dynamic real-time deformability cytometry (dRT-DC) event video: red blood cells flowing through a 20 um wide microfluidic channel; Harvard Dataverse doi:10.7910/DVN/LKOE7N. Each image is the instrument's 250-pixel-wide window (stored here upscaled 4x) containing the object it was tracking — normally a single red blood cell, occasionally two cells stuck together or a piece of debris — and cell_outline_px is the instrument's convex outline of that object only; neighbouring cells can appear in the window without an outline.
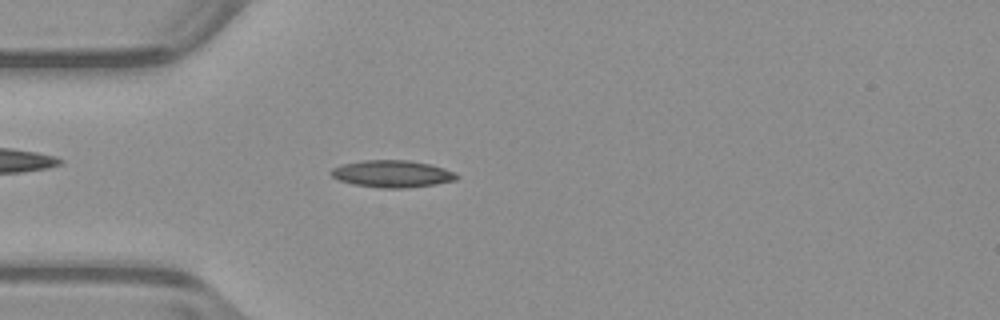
{"species": "common noctule bat (a hibernating species)", "species_latin": "Nyctalus noctula", "temperature_condition": "warm", "stored_images_in_passage": 51, "camera_frame_rate_fps": 3000, "um_per_image_px": 0.085, "animal": {"sex": "male", "body_mass_g": 23.1, "forearm_length_mm": 52.7}, "frame": {"image": 1, "passage_image": 14, "time_ms": 4.333, "image_size_px": [1000, 320], "cell_outline_px": [[460, 176], [456, 180], [436, 184], [408, 188], [380, 188], [352, 184], [336, 180], [328, 172], [332, 168], [340, 164], [364, 160], [408, 160], [432, 164], [456, 172]], "centroid_in_image_um": [33.32, 14.77], "position_along_channel_um": 51.7, "area_um2": 20.23}}
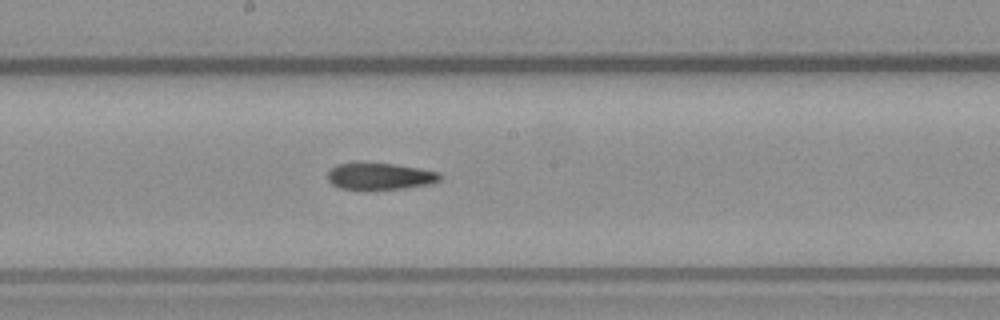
{"frame": {"image": 2, "passage_image": 27, "time_ms": 8.667, "image_size_px": [1000, 320], "cell_outline_px": [[440, 180], [428, 184], [400, 188], [368, 192], [340, 188], [332, 184], [328, 180], [328, 168], [336, 164], [356, 160], [360, 160], [392, 164], [420, 168], [440, 172]], "centroid_in_image_um": [32.17, 14.97], "position_along_channel_um": 216.0, "area_um2": 18.55}}
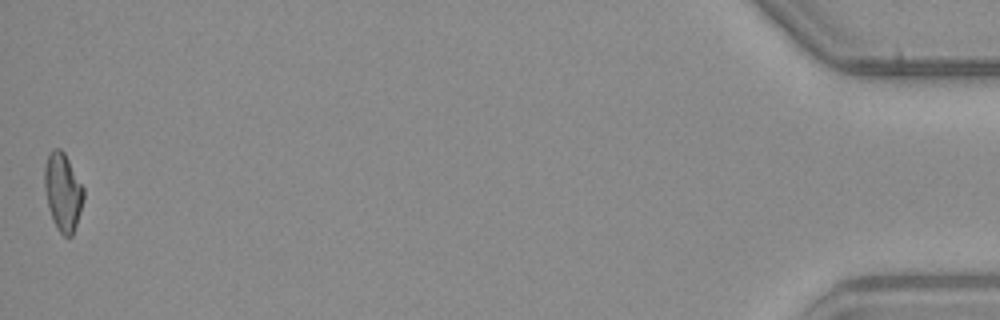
{"frame": {"image": 3, "passage_image": 51, "time_ms": 16.667, "image_size_px": [1000, 320], "cell_outline_px": [[84, 196], [76, 224], [72, 236], [64, 236], [60, 232], [52, 220], [48, 208], [44, 188], [44, 164], [48, 152], [52, 148], [60, 148], [64, 152], [84, 188]], "centroid_in_image_um": [5.31, 16.27], "position_along_channel_um": 429.9, "area_um2": 17.8}, "authors_computed_cell_mechanics": {"area_um2": 18.0336, "velocity_mm_per_s": 3.9704, "shape_relaxation_time_tau1_ms": null, "shape_relaxation_time_tau2_ms": 3.2736, "deformation_change_tau1": null, "deformation_change_tau2": 0.1101}}